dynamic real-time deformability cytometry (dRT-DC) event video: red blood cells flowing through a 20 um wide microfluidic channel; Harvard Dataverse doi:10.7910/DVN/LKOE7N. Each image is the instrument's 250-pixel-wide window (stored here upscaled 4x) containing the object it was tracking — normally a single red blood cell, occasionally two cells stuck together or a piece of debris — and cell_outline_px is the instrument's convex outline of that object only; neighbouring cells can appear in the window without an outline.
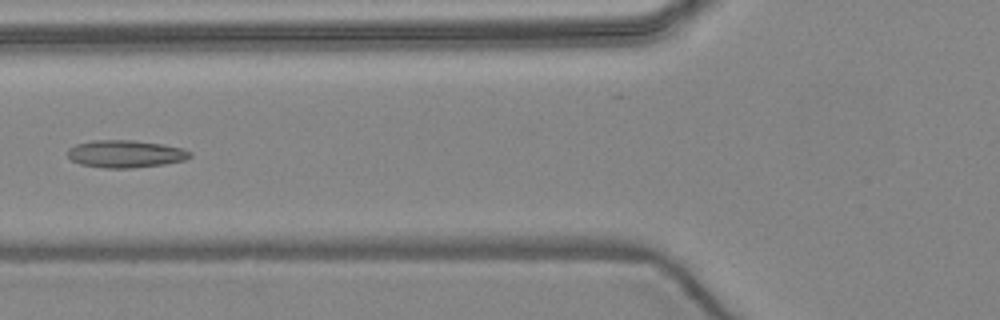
{"species": "common noctule bat (a hibernating species)", "species_latin": "Nyctalus noctula", "temperature_condition": "warm", "stored_images_in_passage": 5, "camera_frame_rate_fps": 3000, "um_per_image_px": 0.085, "animal": {"sex": "female", "body_mass_g": 24.6, "forearm_length_mm": 56.2}, "frame": {"image": 1, "passage_image": 5, "time_ms": 5.0, "image_size_px": [1000, 320], "cell_outline_px": [[192, 156], [184, 160], [164, 164], [132, 168], [104, 168], [80, 164], [72, 160], [68, 156], [68, 148], [76, 144], [92, 140], [132, 140], [164, 144], [184, 148], [192, 152]], "centroid_in_image_um": [10.68, 13.07], "position_along_channel_um": 115.1, "area_um2": 19.71}}